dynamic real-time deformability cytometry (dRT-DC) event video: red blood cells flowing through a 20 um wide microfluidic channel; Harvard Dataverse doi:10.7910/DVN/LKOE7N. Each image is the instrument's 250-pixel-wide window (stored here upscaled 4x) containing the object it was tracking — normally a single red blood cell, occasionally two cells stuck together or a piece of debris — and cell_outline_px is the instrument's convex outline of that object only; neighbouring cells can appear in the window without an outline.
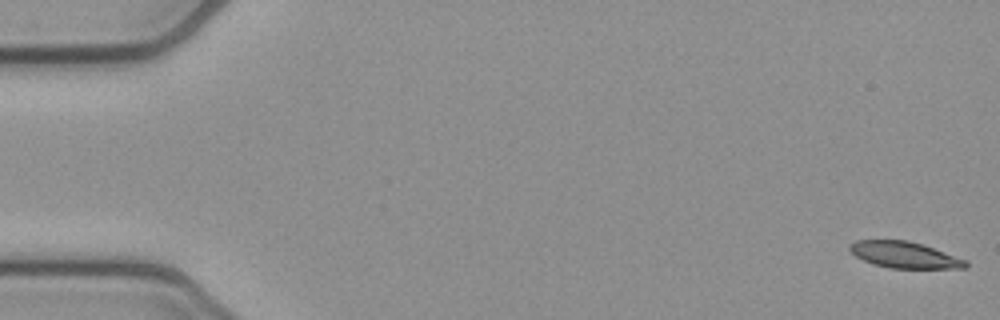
{"species": "common noctule bat (a hibernating species)", "species_latin": "Nyctalus noctula", "temperature_condition": "cold", "stored_images_in_passage": 54, "camera_frame_rate_fps": 3000, "um_per_image_px": 0.085, "animal": {"sex": "female", "body_mass_g": 21.9}, "frame": {"image": 1, "passage_image": 1, "time_ms": 0.0, "image_size_px": [1000, 320], "cell_outline_px": [[968, 268], [888, 268], [872, 264], [856, 256], [848, 248], [848, 244], [856, 240], [908, 240], [968, 260]], "centroid_in_image_um": [76.87, 21.67], "position_along_channel_um": 8.1, "area_um2": 17.74}}
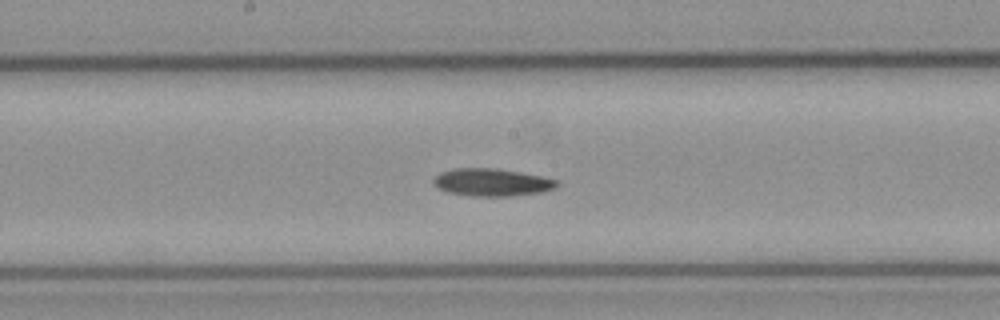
{"frame": {"image": 2, "passage_image": 28, "time_ms": 9.0, "image_size_px": [1000, 320], "cell_outline_px": [[560, 184], [556, 188], [540, 192], [512, 196], [472, 196], [448, 192], [436, 188], [432, 180], [440, 172], [452, 168], [496, 168], [520, 172], [540, 176], [556, 180]], "centroid_in_image_um": [41.78, 15.49], "position_along_channel_um": 206.4, "area_um2": 19.88}}
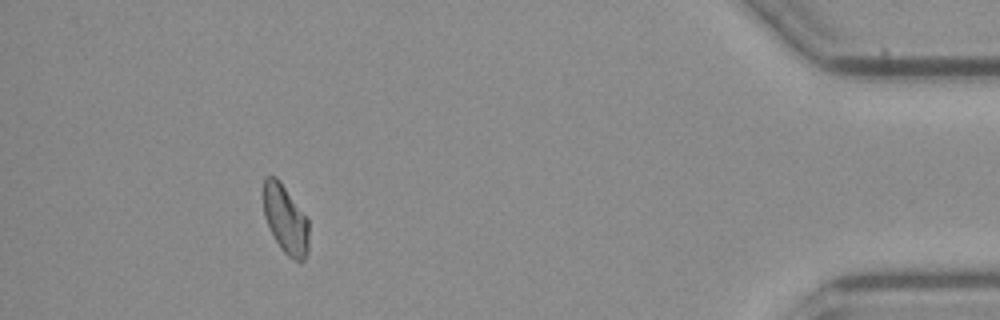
{"frame": {"image": 3, "passage_image": 49, "time_ms": 16.0, "image_size_px": [1000, 320], "cell_outline_px": [[308, 252], [304, 260], [300, 264], [292, 260], [280, 248], [264, 216], [264, 176], [276, 176], [280, 180], [308, 220]], "centroid_in_image_um": [24.28, 18.68], "position_along_channel_um": 410.9, "area_um2": 18.09}}